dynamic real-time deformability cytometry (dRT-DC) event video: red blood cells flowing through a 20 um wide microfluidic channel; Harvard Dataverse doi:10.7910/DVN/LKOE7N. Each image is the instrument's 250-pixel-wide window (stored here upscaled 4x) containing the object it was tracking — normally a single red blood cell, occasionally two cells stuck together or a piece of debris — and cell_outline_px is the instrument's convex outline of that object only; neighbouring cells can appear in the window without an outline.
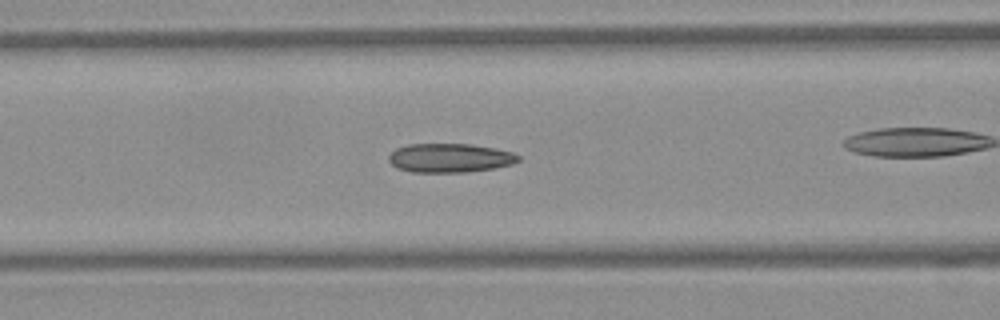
{"species": "Egyptian fruit bat (a non-hibernating species)", "species_latin": "Rousettus aegyptiacus", "temperature_condition": "warm", "stored_images_in_passage": 42, "camera_frame_rate_fps": 3000, "um_per_image_px": 0.085, "frame": {"image": 1, "passage_image": 13, "time_ms": 4.0, "image_size_px": [1000, 320], "cell_outline_px": [[520, 160], [512, 164], [492, 168], [468, 172], [412, 172], [396, 168], [388, 160], [388, 156], [396, 148], [408, 144], [472, 144], [496, 148], [512, 152], [520, 156]], "centroid_in_image_um": [38.23, 13.42], "position_along_channel_um": 128.4, "area_um2": 21.96}}
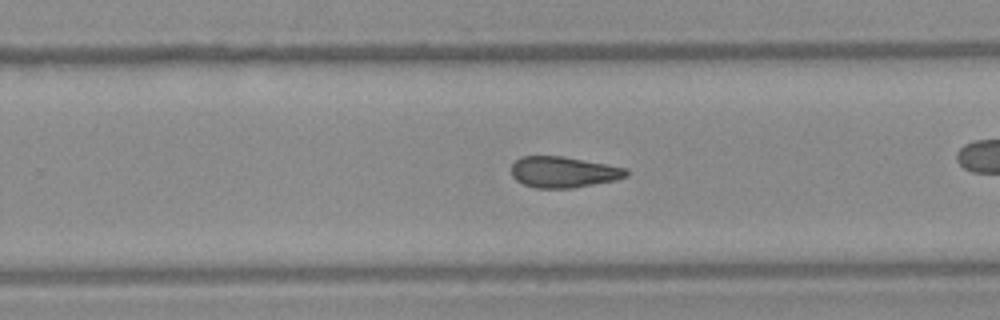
{"frame": {"image": 2, "passage_image": 24, "time_ms": 7.667, "image_size_px": [1000, 320], "cell_outline_px": [[628, 176], [616, 180], [572, 188], [536, 188], [524, 184], [516, 180], [512, 176], [512, 164], [520, 156], [564, 156], [628, 168]], "centroid_in_image_um": [47.91, 14.62], "position_along_channel_um": 281.9, "area_um2": 20.87}}